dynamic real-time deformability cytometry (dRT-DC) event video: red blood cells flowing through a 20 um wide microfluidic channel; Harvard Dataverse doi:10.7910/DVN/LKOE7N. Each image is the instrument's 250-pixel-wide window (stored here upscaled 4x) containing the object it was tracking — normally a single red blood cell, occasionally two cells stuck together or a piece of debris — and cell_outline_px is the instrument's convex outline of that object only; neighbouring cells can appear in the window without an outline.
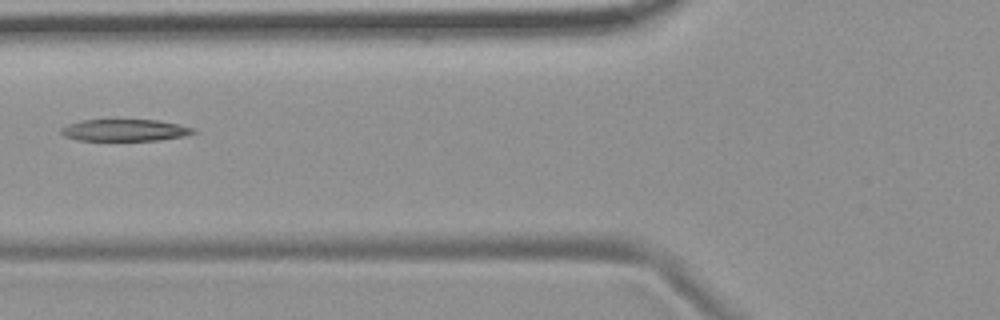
{"species": "common noctule bat (a hibernating species)", "species_latin": "Nyctalus noctula", "temperature_condition": "room temperature", "stored_images_in_passage": 7, "camera_frame_rate_fps": 3000, "um_per_image_px": 0.085, "animal": {"sex": "female", "body_mass_g": 19.9}, "frame": {"image": 1, "passage_image": 6, "time_ms": 6.0, "image_size_px": [1000, 320], "cell_outline_px": [[196, 132], [184, 136], [160, 140], [76, 140], [64, 136], [60, 132], [60, 128], [68, 124], [84, 120], [156, 120], [180, 124], [192, 128]], "centroid_in_image_um": [10.59, 11.07], "position_along_channel_um": 115.2, "area_um2": 16.7}}
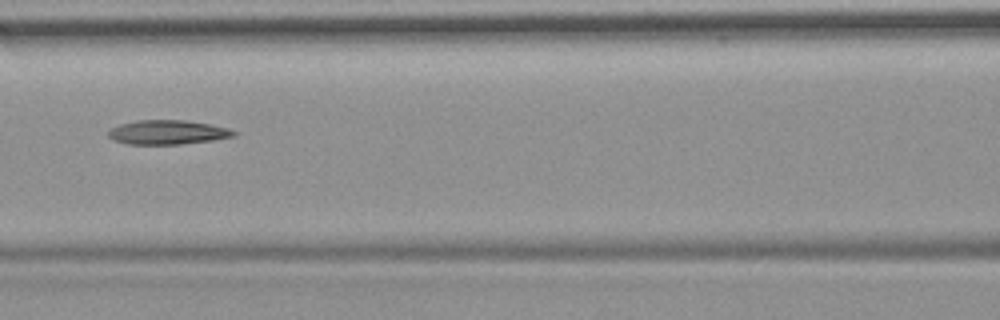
{"frame": {"image": 2, "passage_image": 7, "time_ms": 7.0, "image_size_px": [1000, 320], "cell_outline_px": [[236, 136], [212, 140], [180, 144], [128, 144], [112, 140], [108, 136], [108, 132], [112, 128], [120, 124], [136, 120], [184, 120], [208, 124], [228, 128], [236, 132]], "centroid_in_image_um": [14.22, 11.24], "position_along_channel_um": 152.4, "area_um2": 17.63}}